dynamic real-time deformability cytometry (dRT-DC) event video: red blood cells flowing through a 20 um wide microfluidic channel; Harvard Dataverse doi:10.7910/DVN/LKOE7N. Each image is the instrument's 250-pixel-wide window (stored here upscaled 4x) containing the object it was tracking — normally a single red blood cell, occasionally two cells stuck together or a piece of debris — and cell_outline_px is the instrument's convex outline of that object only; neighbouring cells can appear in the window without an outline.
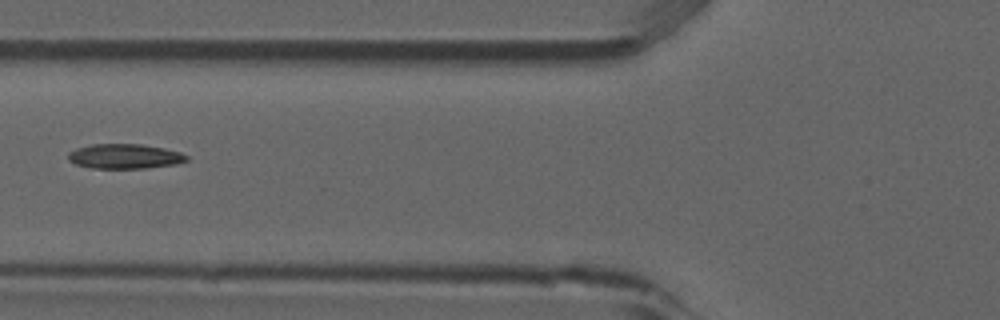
{"species": "common noctule bat (a hibernating species)", "species_latin": "Nyctalus noctula", "temperature_condition": "room temperature", "stored_images_in_passage": 3, "camera_frame_rate_fps": 3000, "um_per_image_px": 0.085, "animal": {"sex": "male", "forearm_length_mm": 52.5}, "frame": {"image": 1, "passage_image": 2, "time_ms": 0.333, "image_size_px": [1000, 320], "cell_outline_px": [[188, 160], [176, 164], [144, 168], [88, 168], [76, 164], [68, 160], [68, 152], [76, 148], [92, 144], [140, 144], [164, 148], [180, 152], [188, 156]], "centroid_in_image_um": [10.58, 13.28], "position_along_channel_um": 115.2, "area_um2": 17.11}}
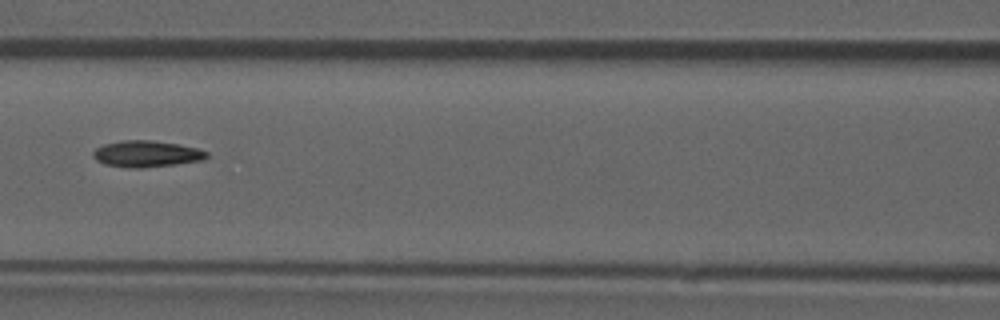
{"frame": {"image": 2, "passage_image": 3, "time_ms": 0.667, "image_size_px": [1000, 320], "cell_outline_px": [[208, 156], [204, 160], [176, 164], [140, 168], [128, 168], [104, 164], [96, 160], [92, 156], [92, 152], [96, 148], [104, 144], [120, 140], [152, 140], [180, 144], [196, 148], [208, 152]], "centroid_in_image_um": [12.44, 13.07], "position_along_channel_um": 154.2, "area_um2": 17.63}}